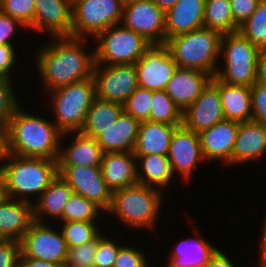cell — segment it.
<instances>
[{
    "mask_svg": "<svg viewBox=\"0 0 266 267\" xmlns=\"http://www.w3.org/2000/svg\"><path fill=\"white\" fill-rule=\"evenodd\" d=\"M53 42L39 48L37 67L49 92L93 76L95 54L85 51L87 38L52 37Z\"/></svg>",
    "mask_w": 266,
    "mask_h": 267,
    "instance_id": "obj_1",
    "label": "cell"
},
{
    "mask_svg": "<svg viewBox=\"0 0 266 267\" xmlns=\"http://www.w3.org/2000/svg\"><path fill=\"white\" fill-rule=\"evenodd\" d=\"M21 107L8 121L11 154L57 161L61 137L66 133L63 134L53 121L27 113Z\"/></svg>",
    "mask_w": 266,
    "mask_h": 267,
    "instance_id": "obj_2",
    "label": "cell"
},
{
    "mask_svg": "<svg viewBox=\"0 0 266 267\" xmlns=\"http://www.w3.org/2000/svg\"><path fill=\"white\" fill-rule=\"evenodd\" d=\"M7 160L6 164L0 165L3 193L17 200L32 202L28 197L32 199L31 195L37 194L39 197L59 174L58 163L55 160L13 154Z\"/></svg>",
    "mask_w": 266,
    "mask_h": 267,
    "instance_id": "obj_3",
    "label": "cell"
},
{
    "mask_svg": "<svg viewBox=\"0 0 266 267\" xmlns=\"http://www.w3.org/2000/svg\"><path fill=\"white\" fill-rule=\"evenodd\" d=\"M222 34L199 28L169 38L165 45L178 67L195 69L214 77L217 73Z\"/></svg>",
    "mask_w": 266,
    "mask_h": 267,
    "instance_id": "obj_4",
    "label": "cell"
},
{
    "mask_svg": "<svg viewBox=\"0 0 266 267\" xmlns=\"http://www.w3.org/2000/svg\"><path fill=\"white\" fill-rule=\"evenodd\" d=\"M160 191L139 183L115 190L107 213L115 214L125 225L133 228H153L162 206Z\"/></svg>",
    "mask_w": 266,
    "mask_h": 267,
    "instance_id": "obj_5",
    "label": "cell"
},
{
    "mask_svg": "<svg viewBox=\"0 0 266 267\" xmlns=\"http://www.w3.org/2000/svg\"><path fill=\"white\" fill-rule=\"evenodd\" d=\"M52 92V93H51ZM56 127L68 136L80 132L96 97L93 76L50 91Z\"/></svg>",
    "mask_w": 266,
    "mask_h": 267,
    "instance_id": "obj_6",
    "label": "cell"
},
{
    "mask_svg": "<svg viewBox=\"0 0 266 267\" xmlns=\"http://www.w3.org/2000/svg\"><path fill=\"white\" fill-rule=\"evenodd\" d=\"M224 55L225 68L218 66L215 77L232 85L251 87L256 82L257 58L260 49L239 31L222 35L220 53Z\"/></svg>",
    "mask_w": 266,
    "mask_h": 267,
    "instance_id": "obj_7",
    "label": "cell"
},
{
    "mask_svg": "<svg viewBox=\"0 0 266 267\" xmlns=\"http://www.w3.org/2000/svg\"><path fill=\"white\" fill-rule=\"evenodd\" d=\"M94 49L95 64H135L152 45L142 35L121 24L98 33ZM107 63V64H106Z\"/></svg>",
    "mask_w": 266,
    "mask_h": 267,
    "instance_id": "obj_8",
    "label": "cell"
},
{
    "mask_svg": "<svg viewBox=\"0 0 266 267\" xmlns=\"http://www.w3.org/2000/svg\"><path fill=\"white\" fill-rule=\"evenodd\" d=\"M123 7V0H72V37H95L121 24Z\"/></svg>",
    "mask_w": 266,
    "mask_h": 267,
    "instance_id": "obj_9",
    "label": "cell"
},
{
    "mask_svg": "<svg viewBox=\"0 0 266 267\" xmlns=\"http://www.w3.org/2000/svg\"><path fill=\"white\" fill-rule=\"evenodd\" d=\"M165 11L152 0L124 3L121 24L151 44H165Z\"/></svg>",
    "mask_w": 266,
    "mask_h": 267,
    "instance_id": "obj_10",
    "label": "cell"
},
{
    "mask_svg": "<svg viewBox=\"0 0 266 267\" xmlns=\"http://www.w3.org/2000/svg\"><path fill=\"white\" fill-rule=\"evenodd\" d=\"M93 78L97 98L121 104L138 87L135 64H95Z\"/></svg>",
    "mask_w": 266,
    "mask_h": 267,
    "instance_id": "obj_11",
    "label": "cell"
},
{
    "mask_svg": "<svg viewBox=\"0 0 266 267\" xmlns=\"http://www.w3.org/2000/svg\"><path fill=\"white\" fill-rule=\"evenodd\" d=\"M20 242L24 257L65 264L68 248L63 234L46 223L34 221Z\"/></svg>",
    "mask_w": 266,
    "mask_h": 267,
    "instance_id": "obj_12",
    "label": "cell"
},
{
    "mask_svg": "<svg viewBox=\"0 0 266 267\" xmlns=\"http://www.w3.org/2000/svg\"><path fill=\"white\" fill-rule=\"evenodd\" d=\"M178 65L165 44H152L135 63L138 86L165 90Z\"/></svg>",
    "mask_w": 266,
    "mask_h": 267,
    "instance_id": "obj_13",
    "label": "cell"
},
{
    "mask_svg": "<svg viewBox=\"0 0 266 267\" xmlns=\"http://www.w3.org/2000/svg\"><path fill=\"white\" fill-rule=\"evenodd\" d=\"M58 171L73 193L93 201L103 212L110 209L112 192L103 179L101 167L58 166Z\"/></svg>",
    "mask_w": 266,
    "mask_h": 267,
    "instance_id": "obj_14",
    "label": "cell"
},
{
    "mask_svg": "<svg viewBox=\"0 0 266 267\" xmlns=\"http://www.w3.org/2000/svg\"><path fill=\"white\" fill-rule=\"evenodd\" d=\"M168 158L173 174L178 172L184 181L190 179L198 162L204 160L199 133L187 129L183 124L177 126L173 132Z\"/></svg>",
    "mask_w": 266,
    "mask_h": 267,
    "instance_id": "obj_15",
    "label": "cell"
},
{
    "mask_svg": "<svg viewBox=\"0 0 266 267\" xmlns=\"http://www.w3.org/2000/svg\"><path fill=\"white\" fill-rule=\"evenodd\" d=\"M218 86L210 80L197 99L183 112V125L196 133L224 120Z\"/></svg>",
    "mask_w": 266,
    "mask_h": 267,
    "instance_id": "obj_16",
    "label": "cell"
},
{
    "mask_svg": "<svg viewBox=\"0 0 266 267\" xmlns=\"http://www.w3.org/2000/svg\"><path fill=\"white\" fill-rule=\"evenodd\" d=\"M35 17L29 29L50 37H72V0H35Z\"/></svg>",
    "mask_w": 266,
    "mask_h": 267,
    "instance_id": "obj_17",
    "label": "cell"
},
{
    "mask_svg": "<svg viewBox=\"0 0 266 267\" xmlns=\"http://www.w3.org/2000/svg\"><path fill=\"white\" fill-rule=\"evenodd\" d=\"M238 127V122L224 119L199 133L203 158L232 165V151Z\"/></svg>",
    "mask_w": 266,
    "mask_h": 267,
    "instance_id": "obj_18",
    "label": "cell"
},
{
    "mask_svg": "<svg viewBox=\"0 0 266 267\" xmlns=\"http://www.w3.org/2000/svg\"><path fill=\"white\" fill-rule=\"evenodd\" d=\"M33 222L31 202L5 195L0 198V239L21 241Z\"/></svg>",
    "mask_w": 266,
    "mask_h": 267,
    "instance_id": "obj_19",
    "label": "cell"
},
{
    "mask_svg": "<svg viewBox=\"0 0 266 267\" xmlns=\"http://www.w3.org/2000/svg\"><path fill=\"white\" fill-rule=\"evenodd\" d=\"M211 79L212 76L208 73L177 67L165 91L184 112L197 99Z\"/></svg>",
    "mask_w": 266,
    "mask_h": 267,
    "instance_id": "obj_20",
    "label": "cell"
},
{
    "mask_svg": "<svg viewBox=\"0 0 266 267\" xmlns=\"http://www.w3.org/2000/svg\"><path fill=\"white\" fill-rule=\"evenodd\" d=\"M100 167L111 192L138 183L137 158L133 152H105Z\"/></svg>",
    "mask_w": 266,
    "mask_h": 267,
    "instance_id": "obj_21",
    "label": "cell"
},
{
    "mask_svg": "<svg viewBox=\"0 0 266 267\" xmlns=\"http://www.w3.org/2000/svg\"><path fill=\"white\" fill-rule=\"evenodd\" d=\"M205 0H179L166 12L165 43L179 34L204 27Z\"/></svg>",
    "mask_w": 266,
    "mask_h": 267,
    "instance_id": "obj_22",
    "label": "cell"
},
{
    "mask_svg": "<svg viewBox=\"0 0 266 267\" xmlns=\"http://www.w3.org/2000/svg\"><path fill=\"white\" fill-rule=\"evenodd\" d=\"M266 154V126L255 120L239 123L232 151V165L259 160Z\"/></svg>",
    "mask_w": 266,
    "mask_h": 267,
    "instance_id": "obj_23",
    "label": "cell"
},
{
    "mask_svg": "<svg viewBox=\"0 0 266 267\" xmlns=\"http://www.w3.org/2000/svg\"><path fill=\"white\" fill-rule=\"evenodd\" d=\"M140 121L123 111L113 125L95 139L102 151L133 152Z\"/></svg>",
    "mask_w": 266,
    "mask_h": 267,
    "instance_id": "obj_24",
    "label": "cell"
},
{
    "mask_svg": "<svg viewBox=\"0 0 266 267\" xmlns=\"http://www.w3.org/2000/svg\"><path fill=\"white\" fill-rule=\"evenodd\" d=\"M219 88L224 118L238 123L252 120L251 87L232 85L211 79Z\"/></svg>",
    "mask_w": 266,
    "mask_h": 267,
    "instance_id": "obj_25",
    "label": "cell"
},
{
    "mask_svg": "<svg viewBox=\"0 0 266 267\" xmlns=\"http://www.w3.org/2000/svg\"><path fill=\"white\" fill-rule=\"evenodd\" d=\"M73 134L72 144L65 149H59L58 166L100 167L104 152L96 139L81 132Z\"/></svg>",
    "mask_w": 266,
    "mask_h": 267,
    "instance_id": "obj_26",
    "label": "cell"
},
{
    "mask_svg": "<svg viewBox=\"0 0 266 267\" xmlns=\"http://www.w3.org/2000/svg\"><path fill=\"white\" fill-rule=\"evenodd\" d=\"M177 126L180 125H170L149 120L142 121L133 154L167 156L171 138Z\"/></svg>",
    "mask_w": 266,
    "mask_h": 267,
    "instance_id": "obj_27",
    "label": "cell"
},
{
    "mask_svg": "<svg viewBox=\"0 0 266 267\" xmlns=\"http://www.w3.org/2000/svg\"><path fill=\"white\" fill-rule=\"evenodd\" d=\"M73 194L68 183L58 174L49 187L37 198L33 205L34 221L45 223L43 216L61 219L65 203Z\"/></svg>",
    "mask_w": 266,
    "mask_h": 267,
    "instance_id": "obj_28",
    "label": "cell"
},
{
    "mask_svg": "<svg viewBox=\"0 0 266 267\" xmlns=\"http://www.w3.org/2000/svg\"><path fill=\"white\" fill-rule=\"evenodd\" d=\"M197 238L183 239L173 248L166 267H205L218 248L196 234Z\"/></svg>",
    "mask_w": 266,
    "mask_h": 267,
    "instance_id": "obj_29",
    "label": "cell"
},
{
    "mask_svg": "<svg viewBox=\"0 0 266 267\" xmlns=\"http://www.w3.org/2000/svg\"><path fill=\"white\" fill-rule=\"evenodd\" d=\"M137 158L138 183L161 190L173 181V172L168 156L159 154L135 155ZM139 167L141 168L139 170ZM142 170V171H141ZM141 171V172H140Z\"/></svg>",
    "mask_w": 266,
    "mask_h": 267,
    "instance_id": "obj_30",
    "label": "cell"
},
{
    "mask_svg": "<svg viewBox=\"0 0 266 267\" xmlns=\"http://www.w3.org/2000/svg\"><path fill=\"white\" fill-rule=\"evenodd\" d=\"M123 111V104L95 97L80 132L86 136L96 138L113 125Z\"/></svg>",
    "mask_w": 266,
    "mask_h": 267,
    "instance_id": "obj_31",
    "label": "cell"
},
{
    "mask_svg": "<svg viewBox=\"0 0 266 267\" xmlns=\"http://www.w3.org/2000/svg\"><path fill=\"white\" fill-rule=\"evenodd\" d=\"M204 27L222 35L239 30L232 16L230 0H205Z\"/></svg>",
    "mask_w": 266,
    "mask_h": 267,
    "instance_id": "obj_32",
    "label": "cell"
},
{
    "mask_svg": "<svg viewBox=\"0 0 266 267\" xmlns=\"http://www.w3.org/2000/svg\"><path fill=\"white\" fill-rule=\"evenodd\" d=\"M149 121L170 125H182L183 112L165 90L152 91Z\"/></svg>",
    "mask_w": 266,
    "mask_h": 267,
    "instance_id": "obj_33",
    "label": "cell"
},
{
    "mask_svg": "<svg viewBox=\"0 0 266 267\" xmlns=\"http://www.w3.org/2000/svg\"><path fill=\"white\" fill-rule=\"evenodd\" d=\"M102 211L93 201L80 194L73 193L65 203L62 217L59 221L61 223L68 221L96 222L95 220H97Z\"/></svg>",
    "mask_w": 266,
    "mask_h": 267,
    "instance_id": "obj_34",
    "label": "cell"
},
{
    "mask_svg": "<svg viewBox=\"0 0 266 267\" xmlns=\"http://www.w3.org/2000/svg\"><path fill=\"white\" fill-rule=\"evenodd\" d=\"M260 50H266V0H261L254 13L238 30Z\"/></svg>",
    "mask_w": 266,
    "mask_h": 267,
    "instance_id": "obj_35",
    "label": "cell"
},
{
    "mask_svg": "<svg viewBox=\"0 0 266 267\" xmlns=\"http://www.w3.org/2000/svg\"><path fill=\"white\" fill-rule=\"evenodd\" d=\"M62 224L61 232L67 248L92 241L101 232L95 222L68 221Z\"/></svg>",
    "mask_w": 266,
    "mask_h": 267,
    "instance_id": "obj_36",
    "label": "cell"
},
{
    "mask_svg": "<svg viewBox=\"0 0 266 267\" xmlns=\"http://www.w3.org/2000/svg\"><path fill=\"white\" fill-rule=\"evenodd\" d=\"M152 103V90L137 87L123 104L124 111L138 121L149 120Z\"/></svg>",
    "mask_w": 266,
    "mask_h": 267,
    "instance_id": "obj_37",
    "label": "cell"
},
{
    "mask_svg": "<svg viewBox=\"0 0 266 267\" xmlns=\"http://www.w3.org/2000/svg\"><path fill=\"white\" fill-rule=\"evenodd\" d=\"M35 0H0V11L18 19L27 29L35 17Z\"/></svg>",
    "mask_w": 266,
    "mask_h": 267,
    "instance_id": "obj_38",
    "label": "cell"
},
{
    "mask_svg": "<svg viewBox=\"0 0 266 267\" xmlns=\"http://www.w3.org/2000/svg\"><path fill=\"white\" fill-rule=\"evenodd\" d=\"M97 236L87 243L68 248L64 267H93Z\"/></svg>",
    "mask_w": 266,
    "mask_h": 267,
    "instance_id": "obj_39",
    "label": "cell"
},
{
    "mask_svg": "<svg viewBox=\"0 0 266 267\" xmlns=\"http://www.w3.org/2000/svg\"><path fill=\"white\" fill-rule=\"evenodd\" d=\"M104 236L102 232L97 235L94 267H113L119 248L122 246Z\"/></svg>",
    "mask_w": 266,
    "mask_h": 267,
    "instance_id": "obj_40",
    "label": "cell"
},
{
    "mask_svg": "<svg viewBox=\"0 0 266 267\" xmlns=\"http://www.w3.org/2000/svg\"><path fill=\"white\" fill-rule=\"evenodd\" d=\"M11 81V79L0 78V122L8 123L15 110L20 106Z\"/></svg>",
    "mask_w": 266,
    "mask_h": 267,
    "instance_id": "obj_41",
    "label": "cell"
},
{
    "mask_svg": "<svg viewBox=\"0 0 266 267\" xmlns=\"http://www.w3.org/2000/svg\"><path fill=\"white\" fill-rule=\"evenodd\" d=\"M147 256L131 246H121L113 267H148Z\"/></svg>",
    "mask_w": 266,
    "mask_h": 267,
    "instance_id": "obj_42",
    "label": "cell"
},
{
    "mask_svg": "<svg viewBox=\"0 0 266 267\" xmlns=\"http://www.w3.org/2000/svg\"><path fill=\"white\" fill-rule=\"evenodd\" d=\"M252 119L266 126V85L254 83L251 86Z\"/></svg>",
    "mask_w": 266,
    "mask_h": 267,
    "instance_id": "obj_43",
    "label": "cell"
},
{
    "mask_svg": "<svg viewBox=\"0 0 266 267\" xmlns=\"http://www.w3.org/2000/svg\"><path fill=\"white\" fill-rule=\"evenodd\" d=\"M20 254V241L0 239V267H18Z\"/></svg>",
    "mask_w": 266,
    "mask_h": 267,
    "instance_id": "obj_44",
    "label": "cell"
},
{
    "mask_svg": "<svg viewBox=\"0 0 266 267\" xmlns=\"http://www.w3.org/2000/svg\"><path fill=\"white\" fill-rule=\"evenodd\" d=\"M260 1L261 0H230L232 16L238 27L252 16Z\"/></svg>",
    "mask_w": 266,
    "mask_h": 267,
    "instance_id": "obj_45",
    "label": "cell"
},
{
    "mask_svg": "<svg viewBox=\"0 0 266 267\" xmlns=\"http://www.w3.org/2000/svg\"><path fill=\"white\" fill-rule=\"evenodd\" d=\"M18 25L26 28L18 19L0 11V45H12L10 39L12 35L14 36Z\"/></svg>",
    "mask_w": 266,
    "mask_h": 267,
    "instance_id": "obj_46",
    "label": "cell"
},
{
    "mask_svg": "<svg viewBox=\"0 0 266 267\" xmlns=\"http://www.w3.org/2000/svg\"><path fill=\"white\" fill-rule=\"evenodd\" d=\"M16 51L12 45H0V78L11 79V71L15 65Z\"/></svg>",
    "mask_w": 266,
    "mask_h": 267,
    "instance_id": "obj_47",
    "label": "cell"
},
{
    "mask_svg": "<svg viewBox=\"0 0 266 267\" xmlns=\"http://www.w3.org/2000/svg\"><path fill=\"white\" fill-rule=\"evenodd\" d=\"M11 155L9 126L6 122H0V161H6Z\"/></svg>",
    "mask_w": 266,
    "mask_h": 267,
    "instance_id": "obj_48",
    "label": "cell"
},
{
    "mask_svg": "<svg viewBox=\"0 0 266 267\" xmlns=\"http://www.w3.org/2000/svg\"><path fill=\"white\" fill-rule=\"evenodd\" d=\"M205 267H235V265L224 252L217 249Z\"/></svg>",
    "mask_w": 266,
    "mask_h": 267,
    "instance_id": "obj_49",
    "label": "cell"
},
{
    "mask_svg": "<svg viewBox=\"0 0 266 267\" xmlns=\"http://www.w3.org/2000/svg\"><path fill=\"white\" fill-rule=\"evenodd\" d=\"M18 267H64V264H55L44 260L27 258L20 254Z\"/></svg>",
    "mask_w": 266,
    "mask_h": 267,
    "instance_id": "obj_50",
    "label": "cell"
},
{
    "mask_svg": "<svg viewBox=\"0 0 266 267\" xmlns=\"http://www.w3.org/2000/svg\"><path fill=\"white\" fill-rule=\"evenodd\" d=\"M256 83L266 85V50H261L257 58Z\"/></svg>",
    "mask_w": 266,
    "mask_h": 267,
    "instance_id": "obj_51",
    "label": "cell"
},
{
    "mask_svg": "<svg viewBox=\"0 0 266 267\" xmlns=\"http://www.w3.org/2000/svg\"><path fill=\"white\" fill-rule=\"evenodd\" d=\"M155 2L161 9H163L165 12L174 6L179 0H152Z\"/></svg>",
    "mask_w": 266,
    "mask_h": 267,
    "instance_id": "obj_52",
    "label": "cell"
},
{
    "mask_svg": "<svg viewBox=\"0 0 266 267\" xmlns=\"http://www.w3.org/2000/svg\"><path fill=\"white\" fill-rule=\"evenodd\" d=\"M262 234L260 236V242H261V249L260 250H266V219L265 222L263 223V228H262Z\"/></svg>",
    "mask_w": 266,
    "mask_h": 267,
    "instance_id": "obj_53",
    "label": "cell"
},
{
    "mask_svg": "<svg viewBox=\"0 0 266 267\" xmlns=\"http://www.w3.org/2000/svg\"><path fill=\"white\" fill-rule=\"evenodd\" d=\"M260 267H266V250H260Z\"/></svg>",
    "mask_w": 266,
    "mask_h": 267,
    "instance_id": "obj_54",
    "label": "cell"
},
{
    "mask_svg": "<svg viewBox=\"0 0 266 267\" xmlns=\"http://www.w3.org/2000/svg\"><path fill=\"white\" fill-rule=\"evenodd\" d=\"M4 195L3 193V177H2V173L0 170V198Z\"/></svg>",
    "mask_w": 266,
    "mask_h": 267,
    "instance_id": "obj_55",
    "label": "cell"
},
{
    "mask_svg": "<svg viewBox=\"0 0 266 267\" xmlns=\"http://www.w3.org/2000/svg\"><path fill=\"white\" fill-rule=\"evenodd\" d=\"M130 1H134V0H123L124 3H128Z\"/></svg>",
    "mask_w": 266,
    "mask_h": 267,
    "instance_id": "obj_56",
    "label": "cell"
}]
</instances>
